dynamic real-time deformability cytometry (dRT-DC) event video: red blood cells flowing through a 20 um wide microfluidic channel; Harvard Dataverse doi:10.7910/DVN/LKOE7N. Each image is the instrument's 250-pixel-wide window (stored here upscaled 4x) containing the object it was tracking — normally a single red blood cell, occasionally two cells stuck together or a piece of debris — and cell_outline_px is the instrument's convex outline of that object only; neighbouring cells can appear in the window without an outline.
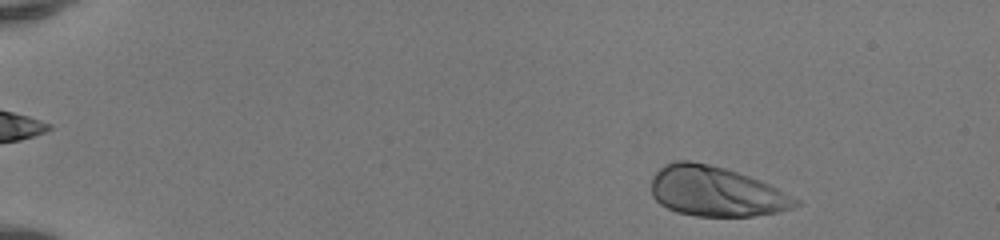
{"species": "human", "species_latin": "Homo sapiens", "temperature_condition": "room temperature", "stored_images_in_passage": 45, "camera_frame_rate_fps": 3000, "um_per_image_px": 0.085, "donor": {"sex": "female"}, "frame": {"image": 1, "passage_image": 2, "time_ms": 0.333, "image_size_px": [1000, 240], "cell_outline_px": [[800, 204], [792, 208], [780, 212], [752, 216], [696, 216], [676, 212], [660, 204], [652, 196], [652, 176], [664, 164], [672, 160], [688, 160], [708, 164], [724, 168], [760, 180], [800, 200]], "centroid_in_image_um": [60.83, 16.27], "position_along_channel_um": 24.2, "area_um2": 41.96}}
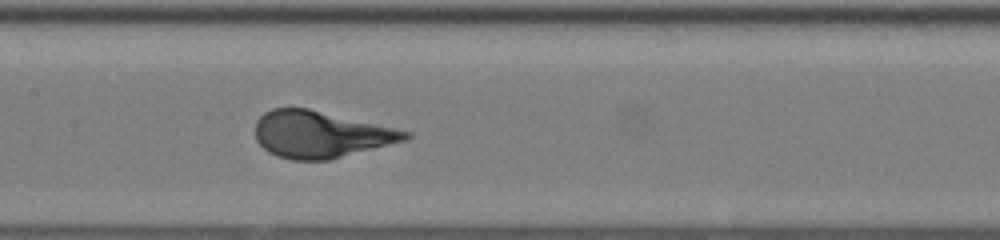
{"frame": {"image": 2, "passage_image": 22, "time_ms": 7.0, "image_size_px": [1000, 240], "cell_outline_px": [[412, 136], [408, 140], [328, 160], [292, 160], [276, 156], [268, 152], [256, 140], [256, 120], [264, 112], [272, 108], [308, 108], [412, 132]], "centroid_in_image_um": [27.25, 11.43], "position_along_channel_um": 180.2, "area_um2": 40.81}}
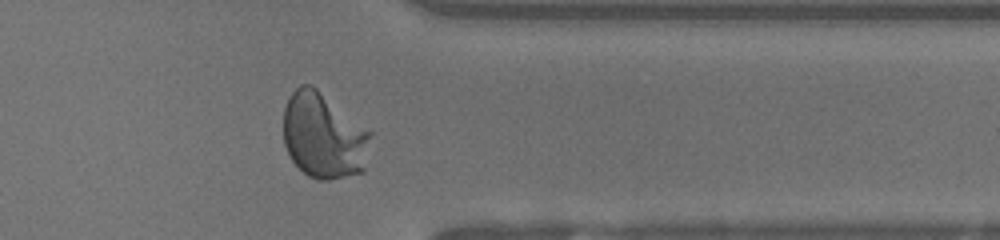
{"frame": {"image": 3, "passage_image": 37, "time_ms": 12.0, "image_size_px": [1000, 240], "cell_outline_px": [[372, 136], [364, 172], [328, 180], [316, 180], [308, 176], [292, 160], [284, 144], [284, 108], [288, 96], [300, 84], [312, 84], [372, 132]], "centroid_in_image_um": [27.52, 11.53], "position_along_channel_um": 383.9, "area_um2": 43.93}}